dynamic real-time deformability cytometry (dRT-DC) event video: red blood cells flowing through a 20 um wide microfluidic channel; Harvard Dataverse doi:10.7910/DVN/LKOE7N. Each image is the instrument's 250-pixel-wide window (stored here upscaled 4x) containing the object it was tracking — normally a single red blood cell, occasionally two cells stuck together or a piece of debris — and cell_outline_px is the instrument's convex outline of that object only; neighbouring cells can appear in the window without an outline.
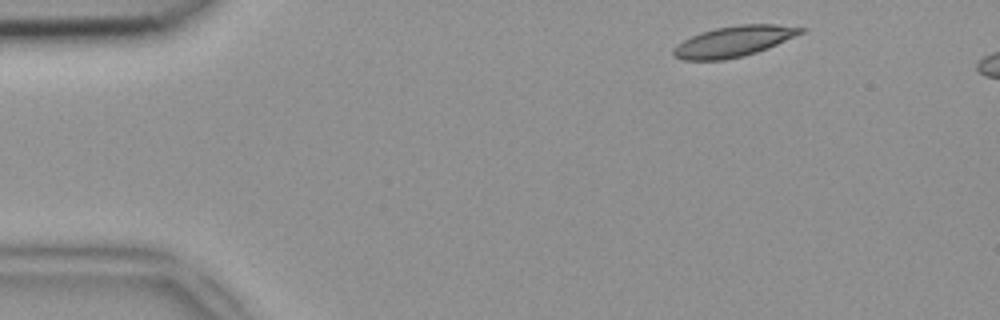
{"species": "common noctule bat (a hibernating species)", "species_latin": "Nyctalus noctula", "temperature_condition": "room temperature", "stored_images_in_passage": 8, "camera_frame_rate_fps": 3000, "um_per_image_px": 0.085, "animal": {"sex": "female", "body_mass_g": 18.4}, "frame": {"image": 1, "passage_image": 3, "time_ms": 0.667, "image_size_px": [1000, 320], "cell_outline_px": [[808, 28], [804, 32], [768, 48], [744, 56], [724, 60], [684, 60], [672, 56], [672, 48], [684, 40], [700, 32], [716, 28], [740, 24], [776, 24]], "centroid_in_image_um": [62.36, 3.52], "position_along_channel_um": 22.6, "area_um2": 22.83}}